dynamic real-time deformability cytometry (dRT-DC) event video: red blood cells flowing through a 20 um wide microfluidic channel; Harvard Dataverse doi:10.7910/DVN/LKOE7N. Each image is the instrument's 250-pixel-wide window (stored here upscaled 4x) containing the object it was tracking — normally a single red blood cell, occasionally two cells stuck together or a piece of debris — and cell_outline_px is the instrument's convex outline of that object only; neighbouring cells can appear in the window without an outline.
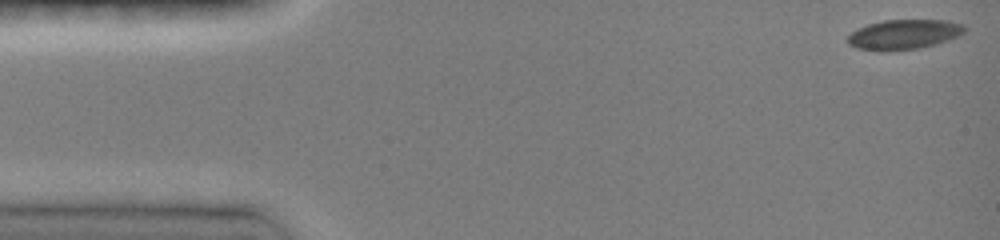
{"species": "common noctule bat (a hibernating species)", "species_latin": "Nyctalus noctula", "temperature_condition": "room temperature", "stored_images_in_passage": 43, "camera_frame_rate_fps": 3000, "um_per_image_px": 0.085, "animal": {"sex": "female", "body_mass_g": 19.0, "forearm_length_mm": 51.5}, "frame": {"image": 1, "passage_image": 1, "time_ms": 0.0, "image_size_px": [1000, 240], "cell_outline_px": [[968, 28], [964, 32], [948, 40], [920, 48], [884, 52], [856, 48], [848, 44], [848, 36], [852, 32], [868, 24], [884, 20], [948, 20], [964, 24]], "centroid_in_image_um": [76.84, 2.93], "position_along_channel_um": 8.2, "area_um2": 20.4}}
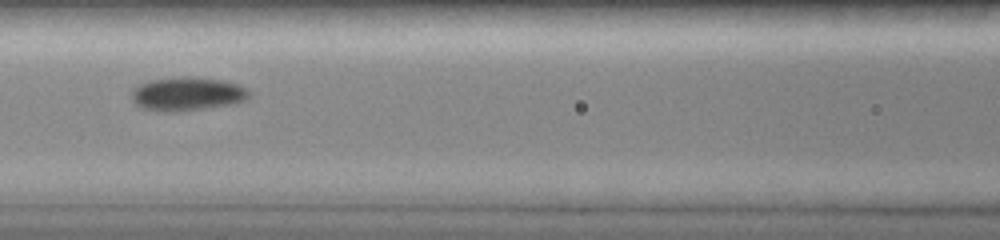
{"frame": {"image": 2, "passage_image": 20, "time_ms": 6.333, "image_size_px": [1000, 240], "cell_outline_px": [[252, 92], [244, 100], [232, 104], [176, 112], [168, 112], [144, 108], [136, 104], [132, 100], [132, 92], [140, 84], [148, 80], [184, 76], [188, 76], [224, 80], [240, 84], [248, 88]], "centroid_in_image_um": [15.96, 7.96], "position_along_channel_um": 150.6, "area_um2": 23.06}}
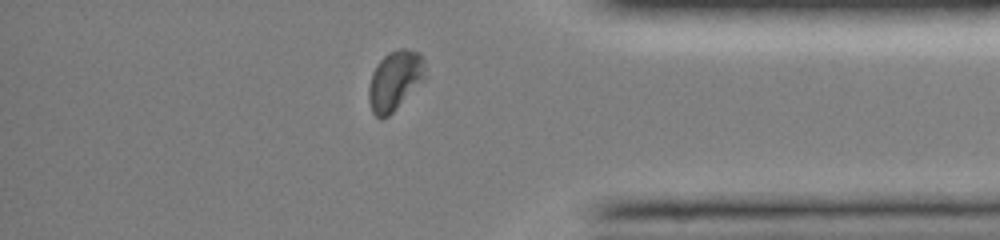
{"frame": {"image": 3, "passage_image": 39, "time_ms": 12.667, "image_size_px": [1000, 240], "cell_outline_px": [[424, 80], [388, 116], [380, 120], [372, 112], [368, 100], [368, 88], [372, 72], [376, 64], [388, 52], [400, 48], [404, 48], [420, 52], [424, 60]], "centroid_in_image_um": [33.54, 6.83], "position_along_channel_um": 401.7, "area_um2": 19.65}, "authors_computed_cell_mechanics": {"area_um2": 20.8658, "velocity_mm_per_s": 4.0958, "shape_relaxation_time_tau1_ms": 3.2844, "shape_relaxation_time_tau2_ms": 5.2618, "deformation_change_tau1": 0.1119, "deformation_change_tau2": 0.0483}}